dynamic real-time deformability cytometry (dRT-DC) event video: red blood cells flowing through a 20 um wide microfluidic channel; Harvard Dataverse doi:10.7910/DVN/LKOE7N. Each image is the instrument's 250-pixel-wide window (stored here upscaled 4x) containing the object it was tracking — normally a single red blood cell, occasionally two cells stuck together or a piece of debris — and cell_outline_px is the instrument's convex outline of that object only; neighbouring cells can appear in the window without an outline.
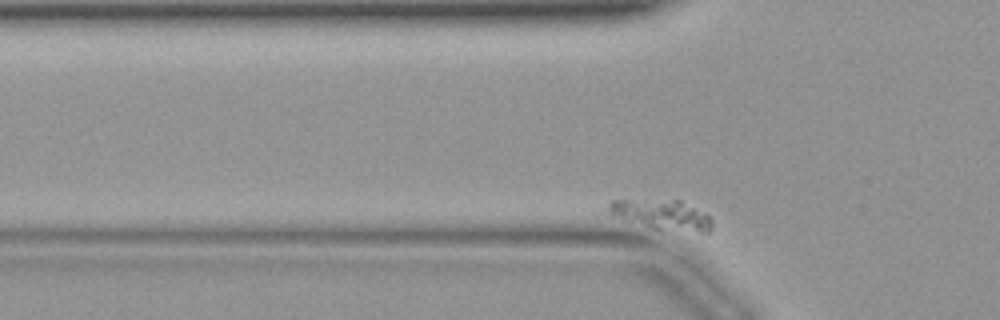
{"species": "common noctule bat (a hibernating species)", "species_latin": "Nyctalus noctula", "temperature_condition": "warm", "stored_images_in_passage": 40, "camera_frame_rate_fps": 3000, "um_per_image_px": 0.085, "animal": {"sex": "female", "body_mass_g": 19.9}, "frame": {"image": 1, "passage_image": 4, "time_ms": 1.0, "image_size_px": [1000, 320], "cell_outline_px": [[712, 228], [708, 232], [700, 232], [652, 228], [612, 216], [604, 212], [608, 204], [612, 200], [680, 200], [704, 212], [712, 220]], "centroid_in_image_um": [56.2, 18.24], "position_along_channel_um": 69.6, "area_um2": 18.03}}
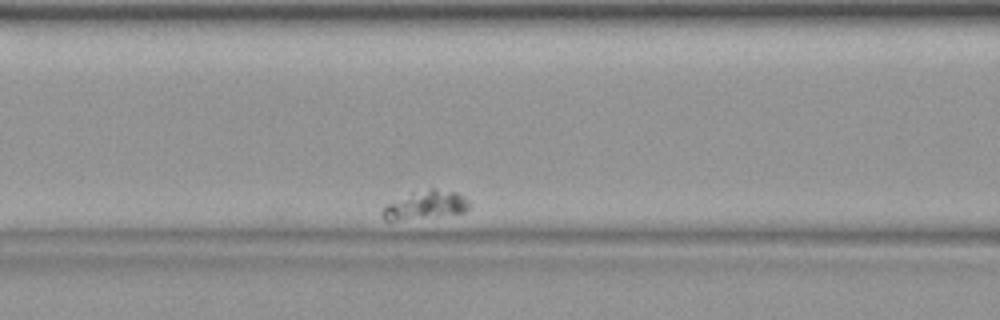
{"frame": {"image": 2, "passage_image": 10, "time_ms": 3.0, "image_size_px": [1000, 320], "cell_outline_px": [[468, 208], [464, 212], [392, 220], [384, 220], [380, 216], [380, 212], [388, 204], [412, 192], [432, 188], [456, 192], [464, 196], [468, 200]], "centroid_in_image_um": [36.15, 17.4], "position_along_channel_um": 130.5, "area_um2": 13.76}}
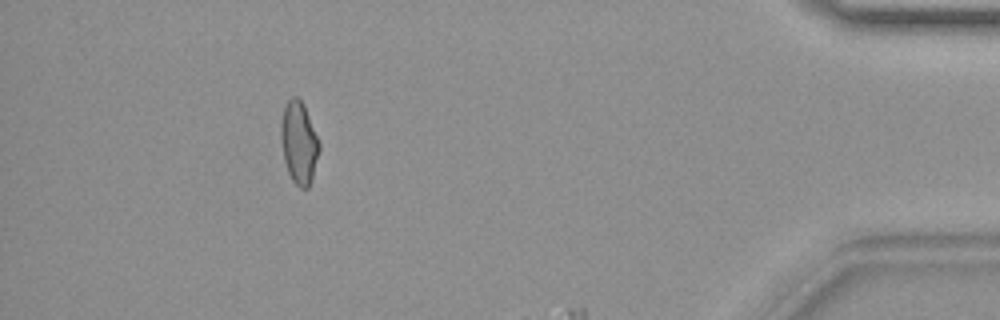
{"frame": {"image": 3, "passage_image": 36, "time_ms": 11.667, "image_size_px": [1000, 320], "cell_outline_px": [[320, 148], [312, 180], [308, 188], [300, 188], [292, 180], [288, 172], [284, 160], [280, 140], [280, 124], [284, 108], [288, 100], [292, 96], [296, 96], [304, 104], [320, 144]], "centroid_in_image_um": [25.4, 12.13], "position_along_channel_um": 409.8, "area_um2": 18.44}}